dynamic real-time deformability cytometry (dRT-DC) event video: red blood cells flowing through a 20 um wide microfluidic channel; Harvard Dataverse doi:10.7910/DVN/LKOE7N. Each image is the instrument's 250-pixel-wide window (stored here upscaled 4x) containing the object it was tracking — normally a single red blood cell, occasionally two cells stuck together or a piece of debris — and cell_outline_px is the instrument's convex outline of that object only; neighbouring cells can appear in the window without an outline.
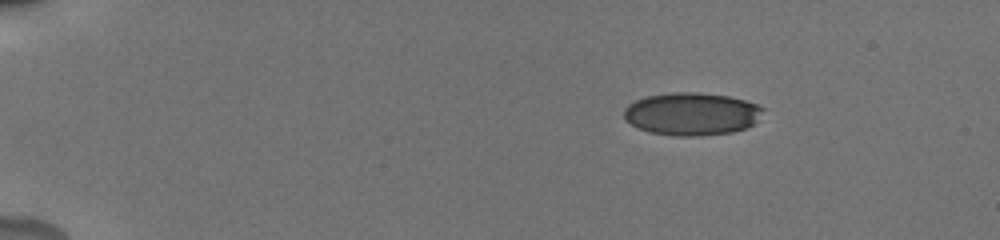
{"species": "human", "species_latin": "Homo sapiens", "temperature_condition": "cold", "stored_images_in_passage": 47, "camera_frame_rate_fps": 3000, "um_per_image_px": 0.085, "donor": {"sex": "male"}, "frame": {"image": 1, "passage_image": 1, "time_ms": 0.0, "image_size_px": [1000, 240], "cell_outline_px": [[764, 108], [756, 120], [752, 124], [744, 128], [732, 132], [700, 136], [676, 136], [652, 132], [640, 128], [624, 120], [624, 108], [628, 104], [636, 100], [648, 96], [672, 92], [696, 92], [728, 96], [744, 100], [756, 104]], "centroid_in_image_um": [58.77, 9.68], "position_along_channel_um": 26.2, "area_um2": 34.33}}
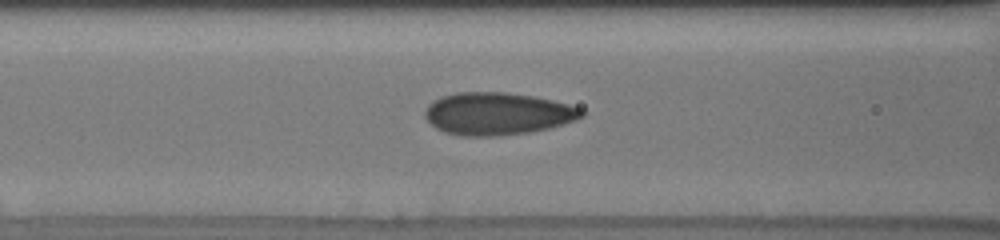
{"frame": {"image": 2, "passage_image": 17, "time_ms": 5.333, "image_size_px": [1000, 240], "cell_outline_px": [[584, 116], [576, 120], [548, 128], [528, 132], [500, 136], [460, 136], [444, 132], [436, 128], [424, 116], [424, 112], [428, 104], [440, 96], [456, 92], [508, 92], [532, 96], [552, 100], [568, 104], [580, 108], [584, 112]], "centroid_in_image_um": [42.25, 9.66], "position_along_channel_um": 124.3, "area_um2": 38.84}}
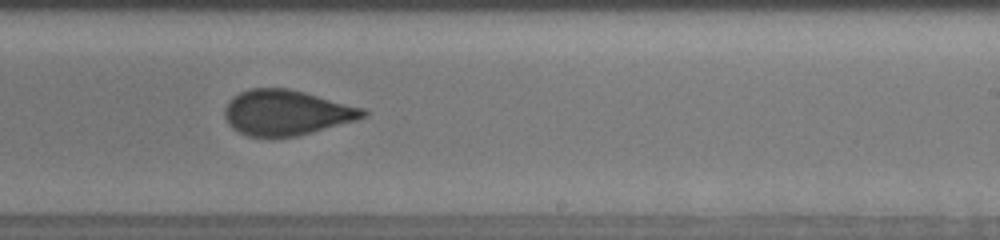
{"frame": {"image": 3, "passage_image": 28, "time_ms": 9.0, "image_size_px": [1000, 240], "cell_outline_px": [[368, 116], [356, 120], [312, 132], [296, 136], [272, 140], [268, 140], [248, 136], [232, 128], [224, 116], [224, 108], [240, 92], [252, 88], [288, 88], [304, 92], [364, 108], [368, 112]], "centroid_in_image_um": [24.34, 9.61], "position_along_channel_um": 264.7, "area_um2": 36.82}, "authors_computed_cell_mechanics": {"area_um2": 36.3562, "velocity_mm_per_s": 3.8361, "shape_relaxation_time_tau1_ms": 8.7489, "shape_relaxation_time_tau2_ms": 0.8975, "deformation_change_tau1": 0.1903, "deformation_change_tau2": 0.057}}